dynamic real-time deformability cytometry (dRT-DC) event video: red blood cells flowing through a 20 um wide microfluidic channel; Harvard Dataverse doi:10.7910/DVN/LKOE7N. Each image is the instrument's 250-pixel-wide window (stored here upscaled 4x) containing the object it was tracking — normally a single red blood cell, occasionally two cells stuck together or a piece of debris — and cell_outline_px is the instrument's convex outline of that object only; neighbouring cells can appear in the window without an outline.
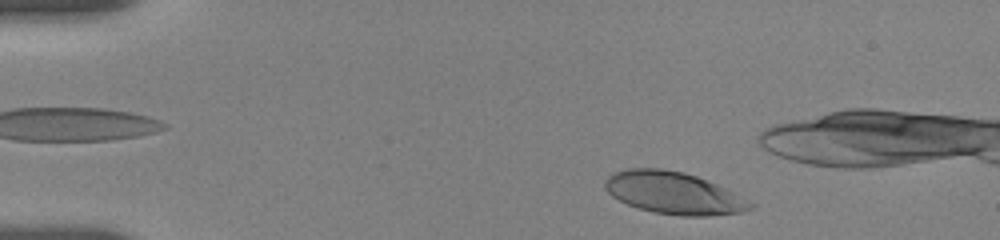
{"species": "human", "species_latin": "Homo sapiens", "temperature_condition": "room temperature", "stored_images_in_passage": 3, "camera_frame_rate_fps": 3000, "um_per_image_px": 0.085, "donor": {"sex": "female"}, "frame": {"image": 1, "passage_image": 3, "time_ms": 2.0, "image_size_px": [1000, 240], "cell_outline_px": [[756, 208], [740, 212], [708, 216], [680, 216], [656, 212], [640, 208], [628, 204], [612, 196], [604, 188], [604, 180], [612, 172], [624, 168], [660, 168], [684, 172], [708, 180], [728, 188], [756, 204]], "centroid_in_image_um": [57.29, 16.39], "position_along_channel_um": 27.7, "area_um2": 36.07}}